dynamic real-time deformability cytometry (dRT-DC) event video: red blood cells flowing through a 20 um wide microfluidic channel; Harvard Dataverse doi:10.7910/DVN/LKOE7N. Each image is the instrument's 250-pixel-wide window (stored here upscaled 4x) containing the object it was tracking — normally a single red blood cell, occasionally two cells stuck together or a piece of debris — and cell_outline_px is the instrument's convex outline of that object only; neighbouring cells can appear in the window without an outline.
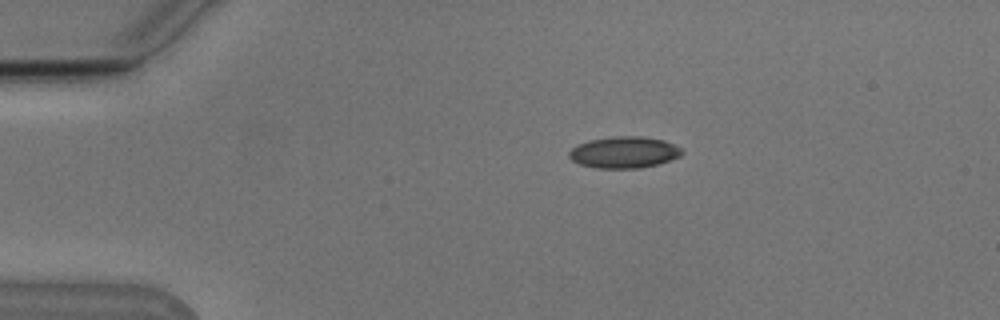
{"species": "Egyptian fruit bat (a non-hibernating species)", "species_latin": "Rousettus aegyptiacus", "temperature_condition": "cold", "stored_images_in_passage": 44, "camera_frame_rate_fps": 3000, "um_per_image_px": 0.085, "animal": {"sex": "male"}, "frame": {"image": 1, "passage_image": 1, "time_ms": 0.0, "image_size_px": [1000, 320], "cell_outline_px": [[684, 152], [680, 156], [656, 164], [640, 168], [596, 168], [580, 164], [572, 160], [568, 156], [568, 152], [576, 144], [588, 140], [612, 136], [640, 136], [664, 140], [680, 148]], "centroid_in_image_um": [53.0, 12.94], "position_along_channel_um": 32.0, "area_um2": 20.69}}
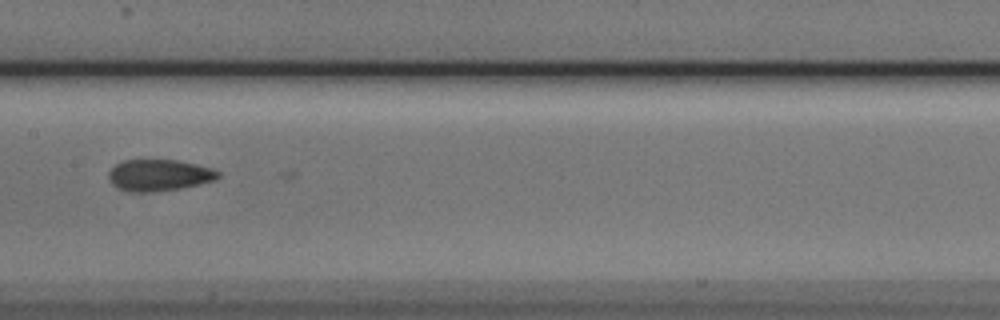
{"frame": {"image": 2, "passage_image": 18, "time_ms": 5.667, "image_size_px": [1000, 320], "cell_outline_px": [[220, 176], [216, 180], [200, 184], [180, 188], [152, 192], [128, 192], [116, 188], [108, 180], [108, 172], [116, 164], [124, 160], [176, 160], [196, 164], [212, 168], [220, 172]], "centroid_in_image_um": [13.5, 14.9], "position_along_channel_um": 193.9, "area_um2": 20.29}}
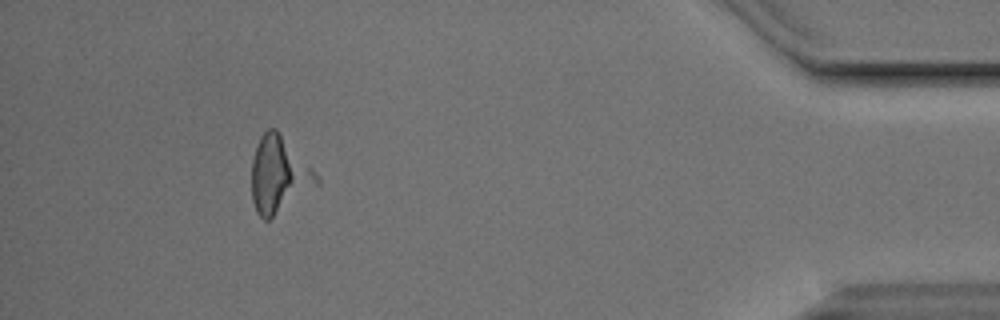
{"frame": {"image": 3, "passage_image": 40, "time_ms": 13.0, "image_size_px": [1000, 320], "cell_outline_px": [[320, 184], [268, 220], [264, 220], [256, 212], [252, 200], [252, 160], [256, 144], [260, 136], [268, 128], [276, 128], [320, 176]], "centroid_in_image_um": [23.71, 14.85], "position_along_channel_um": 411.5, "area_um2": 28.9}}